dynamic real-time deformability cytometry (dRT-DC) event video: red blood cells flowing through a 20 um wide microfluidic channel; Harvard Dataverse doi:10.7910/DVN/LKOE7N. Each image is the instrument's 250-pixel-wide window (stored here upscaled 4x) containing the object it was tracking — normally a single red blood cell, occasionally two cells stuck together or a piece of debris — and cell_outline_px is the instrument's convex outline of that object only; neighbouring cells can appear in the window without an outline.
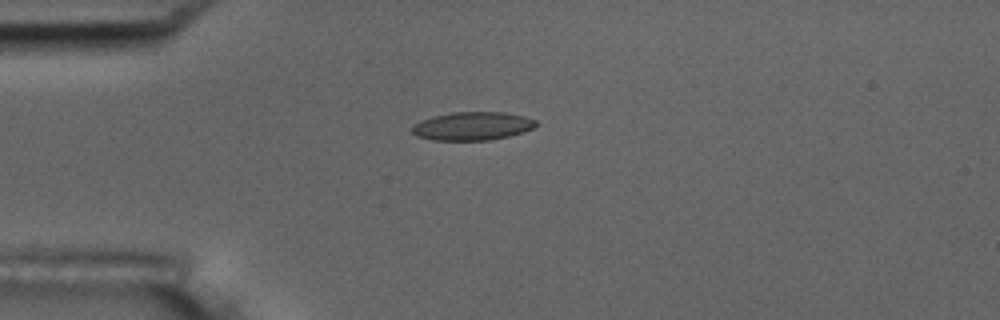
{"species": "common noctule bat (a hibernating species)", "species_latin": "Nyctalus noctula", "temperature_condition": "room temperature", "stored_images_in_passage": 6, "camera_frame_rate_fps": 3000, "um_per_image_px": 0.085, "animal": {"sex": "male", "body_mass_g": 17.5, "forearm_length_mm": 52.3}, "frame": {"image": 1, "passage_image": 4, "time_ms": 1.0, "image_size_px": [1000, 320], "cell_outline_px": [[536, 124], [532, 128], [508, 136], [488, 140], [432, 140], [416, 136], [412, 132], [412, 124], [420, 120], [432, 116], [452, 112], [504, 112], [524, 116], [536, 120]], "centroid_in_image_um": [40.09, 10.71], "position_along_channel_um": 44.9, "area_um2": 20.4}}